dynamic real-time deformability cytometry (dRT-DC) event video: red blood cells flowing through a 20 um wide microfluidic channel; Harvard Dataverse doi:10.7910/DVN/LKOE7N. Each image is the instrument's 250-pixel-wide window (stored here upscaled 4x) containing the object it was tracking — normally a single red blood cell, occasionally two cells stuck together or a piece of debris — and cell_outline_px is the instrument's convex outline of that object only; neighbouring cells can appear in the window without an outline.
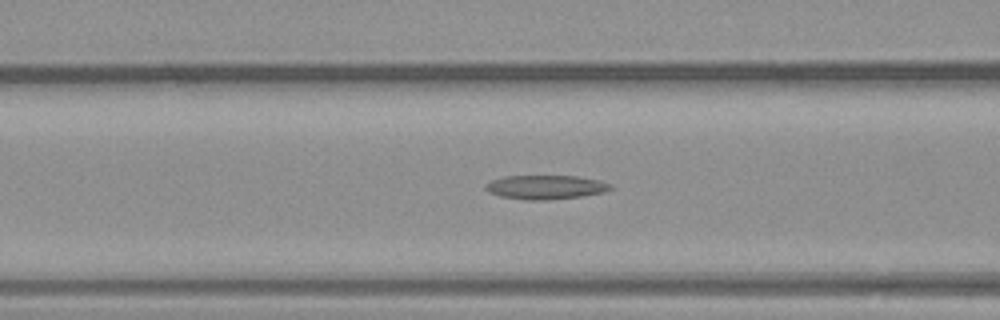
{"species": "common noctule bat (a hibernating species)", "species_latin": "Nyctalus noctula", "temperature_condition": "warm", "stored_images_in_passage": 26, "camera_frame_rate_fps": 3000, "um_per_image_px": 0.085, "animal": {"sex": "male", "body_mass_g": 23.1, "forearm_length_mm": 52.7}, "frame": {"image": 1, "passage_image": 9, "time_ms": 2.667, "image_size_px": [1000, 320], "cell_outline_px": [[612, 188], [604, 192], [580, 196], [544, 200], [524, 200], [500, 196], [488, 192], [484, 188], [484, 184], [492, 180], [504, 176], [576, 176], [600, 180], [612, 184]], "centroid_in_image_um": [46.35, 15.9], "position_along_channel_um": 120.3, "area_um2": 17.51}}
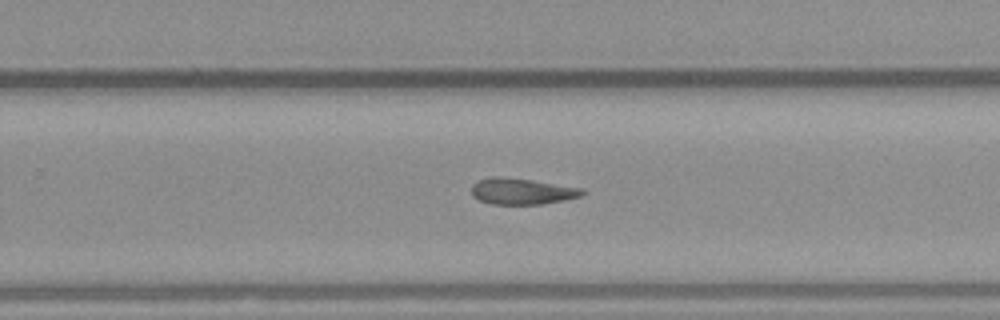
{"frame": {"image": 2, "passage_image": 19, "time_ms": 6.0, "image_size_px": [1000, 320], "cell_outline_px": [[584, 192], [580, 196], [564, 200], [540, 204], [492, 204], [480, 200], [472, 196], [472, 184], [476, 180], [492, 176], [500, 176], [532, 180], [584, 188]], "centroid_in_image_um": [44.32, 16.25], "position_along_channel_um": 285.5, "area_um2": 16.94}}
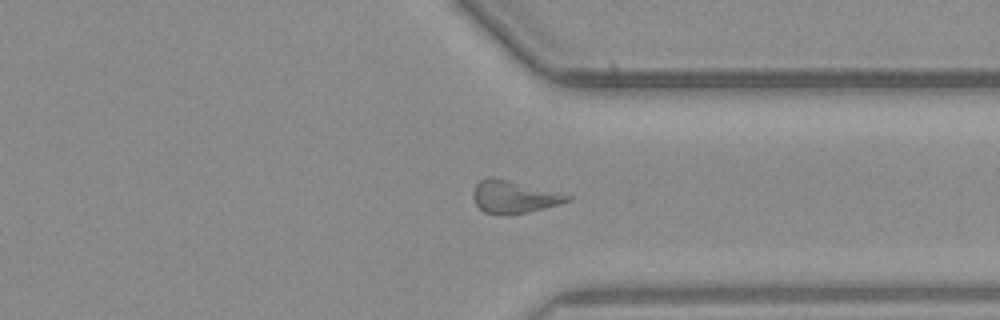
{"frame": {"image": 3, "passage_image": 24, "time_ms": 7.667, "image_size_px": [1000, 320], "cell_outline_px": [[572, 200], [544, 208], [528, 212], [484, 212], [472, 200], [472, 192], [476, 184], [480, 180], [492, 176], [572, 196]], "centroid_in_image_um": [43.65, 16.7], "position_along_channel_um": 367.8, "area_um2": 17.17}}